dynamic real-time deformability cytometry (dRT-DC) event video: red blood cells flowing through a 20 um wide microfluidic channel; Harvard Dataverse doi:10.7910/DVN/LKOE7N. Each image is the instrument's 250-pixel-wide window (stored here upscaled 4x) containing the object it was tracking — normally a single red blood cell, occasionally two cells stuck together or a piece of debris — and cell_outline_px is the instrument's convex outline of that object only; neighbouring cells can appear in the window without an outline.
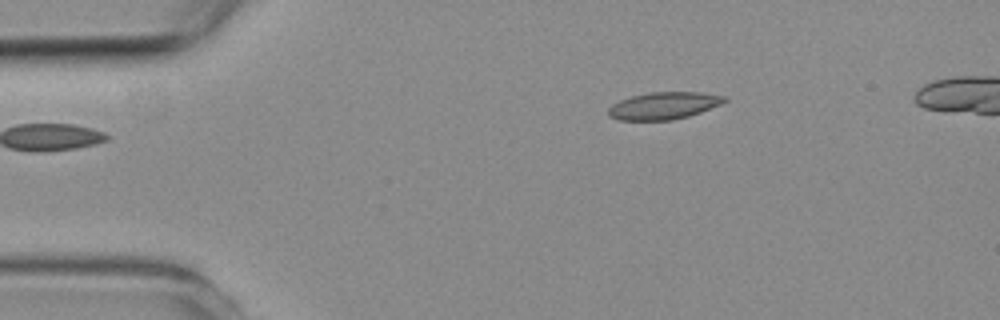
{"species": "common noctule bat (a hibernating species)", "species_latin": "Nyctalus noctula", "temperature_condition": "room temperature", "stored_images_in_passage": 2, "camera_frame_rate_fps": 3000, "um_per_image_px": 0.085, "animal": {"sex": "female", "body_mass_g": 19.3, "forearm_length_mm": 54.1}, "frame": {"image": 1, "passage_image": 2, "time_ms": 1.333, "image_size_px": [1000, 320], "cell_outline_px": [[728, 100], [720, 104], [700, 112], [688, 116], [672, 120], [620, 120], [608, 116], [608, 108], [612, 104], [620, 100], [632, 96], [648, 92], [700, 92], [728, 96]], "centroid_in_image_um": [56.42, 8.97], "position_along_channel_um": 28.6, "area_um2": 18.44}}